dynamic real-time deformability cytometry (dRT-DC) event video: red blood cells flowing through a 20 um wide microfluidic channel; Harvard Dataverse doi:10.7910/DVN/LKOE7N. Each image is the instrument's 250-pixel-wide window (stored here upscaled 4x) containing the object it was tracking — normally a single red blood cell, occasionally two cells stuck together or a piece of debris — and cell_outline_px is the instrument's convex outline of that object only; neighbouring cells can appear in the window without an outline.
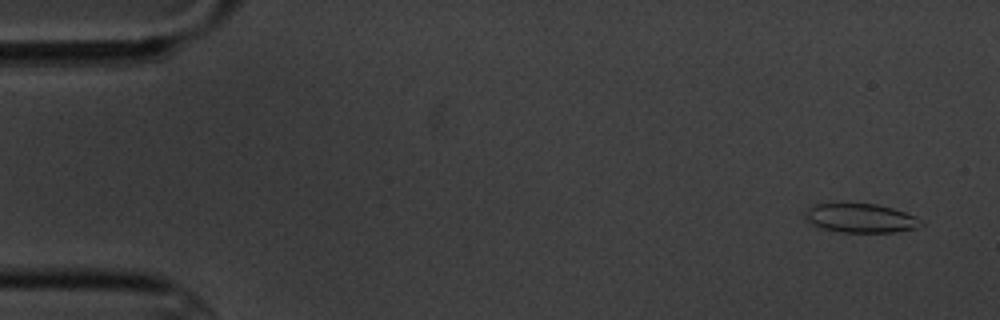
{"species": "common noctule bat (a hibernating species)", "species_latin": "Nyctalus noctula", "temperature_condition": "cold", "stored_images_in_passage": 6, "camera_frame_rate_fps": 3000, "um_per_image_px": 0.085, "animal": {"sex": "male", "body_mass_g": 20.1, "forearm_length_mm": 53.5}, "frame": {"image": 1, "passage_image": 1, "time_ms": 0.0, "image_size_px": [1000, 320], "cell_outline_px": [[924, 224], [916, 228], [892, 232], [840, 232], [820, 228], [808, 224], [804, 212], [808, 204], [876, 204], [892, 208], [904, 212], [924, 220]], "centroid_in_image_um": [73.1, 18.54], "position_along_channel_um": 11.9, "area_um2": 19.77}}